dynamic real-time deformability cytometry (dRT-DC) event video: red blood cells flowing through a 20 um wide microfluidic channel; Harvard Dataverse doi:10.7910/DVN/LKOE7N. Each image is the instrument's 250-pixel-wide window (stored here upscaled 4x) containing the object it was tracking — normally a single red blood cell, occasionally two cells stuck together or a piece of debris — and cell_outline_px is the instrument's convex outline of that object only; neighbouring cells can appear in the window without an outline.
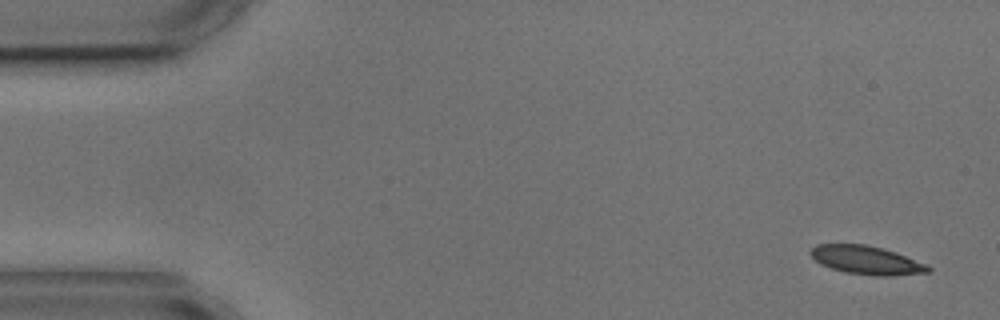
{"species": "common noctule bat (a hibernating species)", "species_latin": "Nyctalus noctula", "temperature_condition": "cold", "stored_images_in_passage": 4, "camera_frame_rate_fps": 3000, "um_per_image_px": 0.085, "animal": {"sex": "male", "body_mass_g": 17.9, "forearm_length_mm": 54.2}, "frame": {"image": 1, "passage_image": 1, "time_ms": 0.0, "image_size_px": [1000, 320], "cell_outline_px": [[932, 268], [928, 272], [892, 276], [872, 276], [844, 272], [820, 264], [808, 252], [816, 244], [864, 244], [896, 252], [928, 264]], "centroid_in_image_um": [73.66, 22.12], "position_along_channel_um": 11.3, "area_um2": 19.59}}
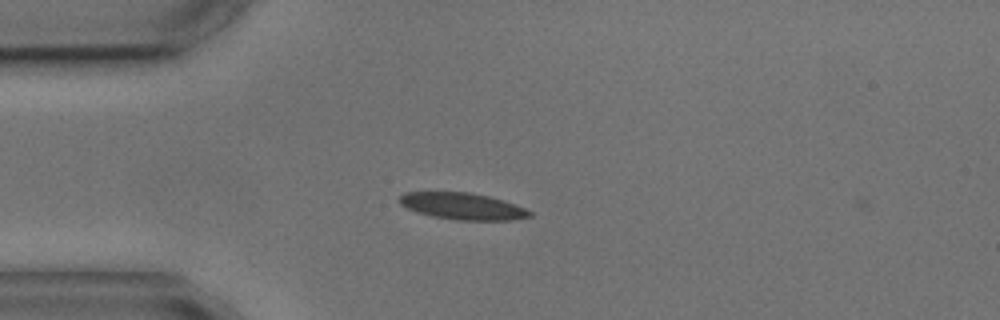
{"frame": {"image": 2, "passage_image": 4, "time_ms": 3.667, "image_size_px": [1000, 320], "cell_outline_px": [[532, 216], [508, 220], [456, 220], [432, 216], [416, 212], [400, 204], [396, 200], [404, 192], [468, 192], [488, 196], [504, 200], [524, 208], [532, 212]], "centroid_in_image_um": [39.28, 17.52], "position_along_channel_um": 45.7, "area_um2": 20.23}}